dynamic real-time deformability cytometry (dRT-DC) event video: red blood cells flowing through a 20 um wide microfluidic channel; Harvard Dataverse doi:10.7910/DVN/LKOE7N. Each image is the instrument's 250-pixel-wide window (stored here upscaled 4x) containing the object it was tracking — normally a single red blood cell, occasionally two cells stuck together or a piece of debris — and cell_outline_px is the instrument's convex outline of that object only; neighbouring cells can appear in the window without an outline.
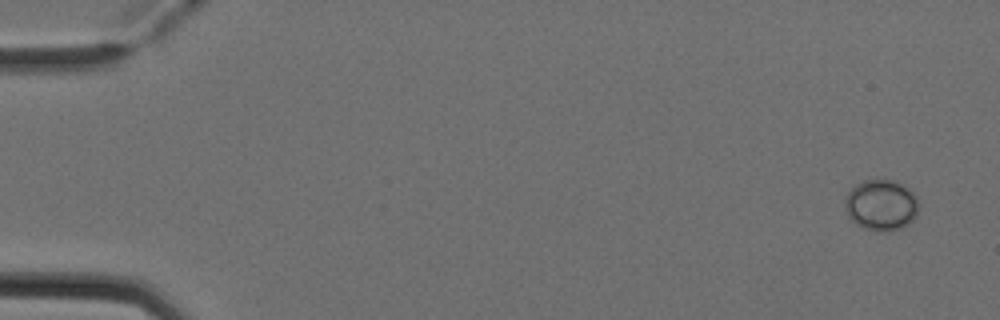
{"species": "Egyptian fruit bat (a non-hibernating species)", "species_latin": "Rousettus aegyptiacus", "temperature_condition": "cold", "stored_images_in_passage": 6, "camera_frame_rate_fps": 3000, "um_per_image_px": 0.085, "animal": {"sex": "female"}, "frame": {"image": 1, "passage_image": 1, "time_ms": 0.0, "image_size_px": [1000, 320], "cell_outline_px": [[920, 204], [916, 216], [908, 224], [900, 228], [888, 232], [876, 232], [864, 228], [856, 224], [848, 216], [844, 204], [844, 200], [848, 192], [856, 184], [864, 180], [892, 180], [904, 184], [916, 196]], "centroid_in_image_um": [74.91, 17.44], "position_along_channel_um": 10.1, "area_um2": 22.2}}
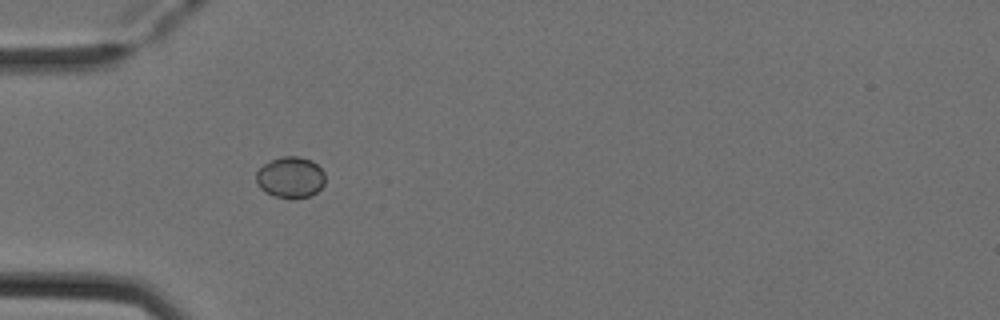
{"frame": {"image": 2, "passage_image": 5, "time_ms": 1.333, "image_size_px": [1000, 320], "cell_outline_px": [[324, 184], [316, 192], [308, 196], [292, 200], [276, 196], [264, 192], [260, 188], [256, 180], [256, 172], [264, 164], [280, 156], [300, 156], [312, 160], [324, 172]], "centroid_in_image_um": [24.68, 15.08], "position_along_channel_um": 60.3, "area_um2": 16.65}}
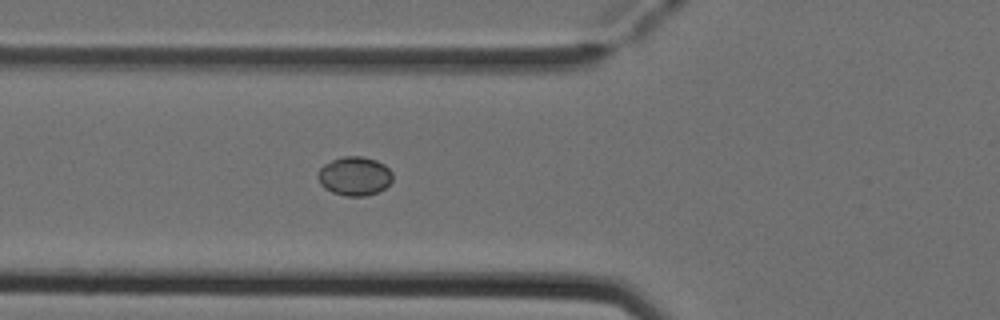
{"frame": {"image": 3, "passage_image": 6, "time_ms": 1.667, "image_size_px": [1000, 320], "cell_outline_px": [[392, 180], [384, 188], [376, 192], [364, 196], [344, 196], [332, 192], [324, 188], [320, 184], [316, 176], [320, 168], [324, 164], [332, 160], [344, 156], [360, 156], [376, 160], [384, 164], [392, 172]], "centroid_in_image_um": [30.11, 14.97], "position_along_channel_um": 95.7, "area_um2": 16.94}}